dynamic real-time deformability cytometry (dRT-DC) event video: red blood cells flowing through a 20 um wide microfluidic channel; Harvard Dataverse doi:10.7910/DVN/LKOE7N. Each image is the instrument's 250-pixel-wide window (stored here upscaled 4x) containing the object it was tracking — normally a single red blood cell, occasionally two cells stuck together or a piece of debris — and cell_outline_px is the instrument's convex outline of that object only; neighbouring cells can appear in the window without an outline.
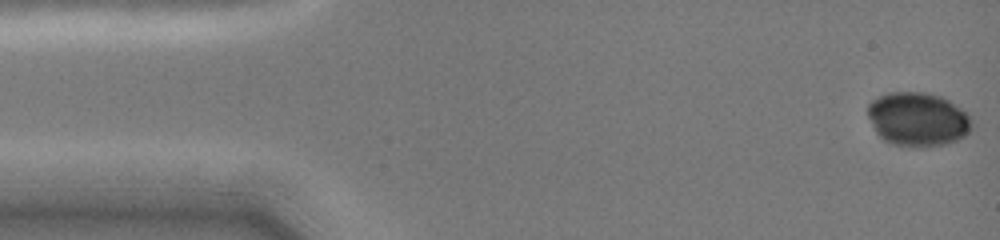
{"species": "common noctule bat (a hibernating species)", "species_latin": "Nyctalus noctula", "temperature_condition": "cold", "stored_images_in_passage": 55, "camera_frame_rate_fps": 3000, "um_per_image_px": 0.085, "animal": {"sex": "female", "body_mass_g": 19.0, "forearm_length_mm": 51.5}, "frame": {"image": 1, "passage_image": 1, "time_ms": 0.0, "image_size_px": [1000, 240], "cell_outline_px": [[972, 128], [964, 136], [948, 144], [924, 148], [912, 148], [892, 144], [884, 140], [876, 132], [868, 116], [868, 104], [872, 100], [888, 92], [924, 92], [940, 96], [948, 100], [968, 112], [972, 120]], "centroid_in_image_um": [78.03, 10.16], "position_along_channel_um": 7.0, "area_um2": 33.12}}
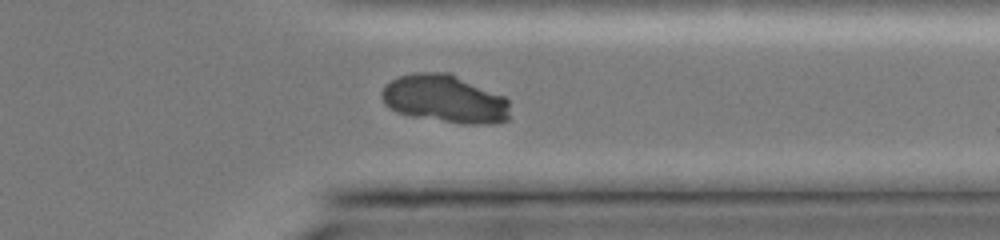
{"frame": {"image": 2, "passage_image": 42, "time_ms": 12.0, "image_size_px": [1000, 240], "cell_outline_px": [[508, 120], [492, 124], [460, 124], [412, 116], [396, 112], [384, 104], [380, 96], [380, 92], [392, 80], [400, 76], [420, 72], [448, 72], [504, 96], [508, 100]], "centroid_in_image_um": [37.8, 8.42], "position_along_channel_um": 373.6, "area_um2": 35.78}}
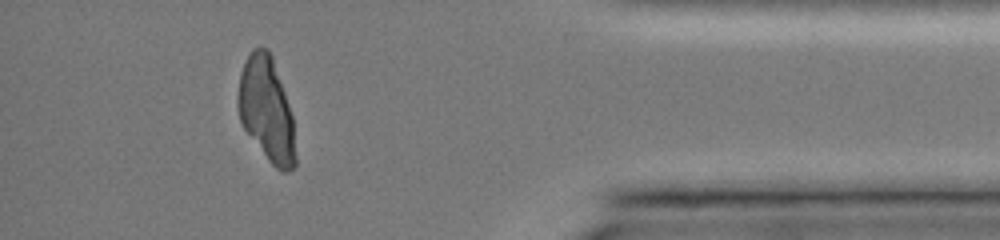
{"frame": {"image": 3, "passage_image": 48, "time_ms": 13.667, "image_size_px": [1000, 240], "cell_outline_px": [[296, 164], [288, 172], [280, 172], [268, 160], [244, 128], [240, 120], [236, 104], [236, 96], [240, 72], [252, 48], [268, 48], [272, 56], [292, 116], [296, 156]], "centroid_in_image_um": [22.63, 9.32], "position_along_channel_um": 412.6, "area_um2": 34.8}}